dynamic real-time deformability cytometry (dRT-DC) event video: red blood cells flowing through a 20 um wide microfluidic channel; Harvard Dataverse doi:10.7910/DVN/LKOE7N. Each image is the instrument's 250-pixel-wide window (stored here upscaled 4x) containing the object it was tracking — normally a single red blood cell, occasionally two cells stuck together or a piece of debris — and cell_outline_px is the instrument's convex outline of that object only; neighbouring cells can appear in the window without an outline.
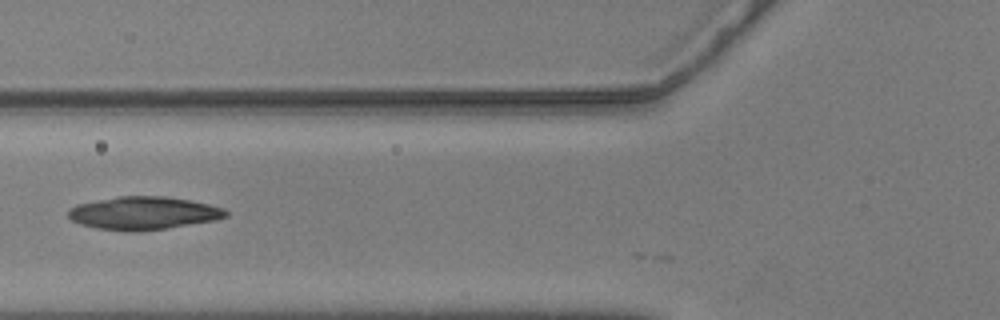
{"species": "common noctule bat (a hibernating species)", "species_latin": "Nyctalus noctula", "temperature_condition": "warm", "stored_images_in_passage": 5, "camera_frame_rate_fps": 3000, "um_per_image_px": 0.085, "animal": {"sex": "male", "body_mass_g": 20.5, "forearm_length_mm": 52.5}, "frame": {"image": 1, "passage_image": 3, "time_ms": 0.667, "image_size_px": [1000, 320], "cell_outline_px": [[228, 216], [216, 220], [168, 228], [136, 232], [128, 232], [96, 228], [80, 224], [72, 220], [68, 216], [68, 212], [76, 204], [116, 196], [164, 196], [188, 200], [208, 204], [224, 208], [228, 212]], "centroid_in_image_um": [12.19, 18.12], "position_along_channel_um": 113.6, "area_um2": 30.4}}